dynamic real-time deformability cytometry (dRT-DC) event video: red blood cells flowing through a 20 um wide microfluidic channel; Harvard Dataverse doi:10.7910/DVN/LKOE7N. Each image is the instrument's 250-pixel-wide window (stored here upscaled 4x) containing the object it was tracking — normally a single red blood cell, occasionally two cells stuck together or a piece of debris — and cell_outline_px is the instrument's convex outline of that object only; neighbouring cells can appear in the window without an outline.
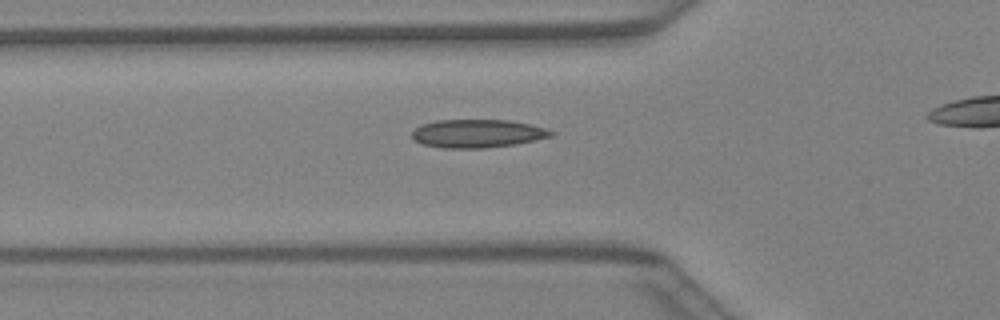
{"species": "Egyptian fruit bat (a non-hibernating species)", "species_latin": "Rousettus aegyptiacus", "temperature_condition": "warm", "stored_images_in_passage": 30, "camera_frame_rate_fps": 3000, "um_per_image_px": 0.085, "animal": {"sex": "female"}, "frame": {"image": 1, "passage_image": 10, "time_ms": 3.0, "image_size_px": [1000, 320], "cell_outline_px": [[556, 132], [552, 136], [536, 140], [516, 144], [480, 148], [444, 148], [424, 144], [416, 140], [412, 136], [412, 132], [416, 128], [424, 124], [436, 120], [508, 120], [532, 124]], "centroid_in_image_um": [40.63, 11.34], "position_along_channel_um": 85.2, "area_um2": 22.72}}
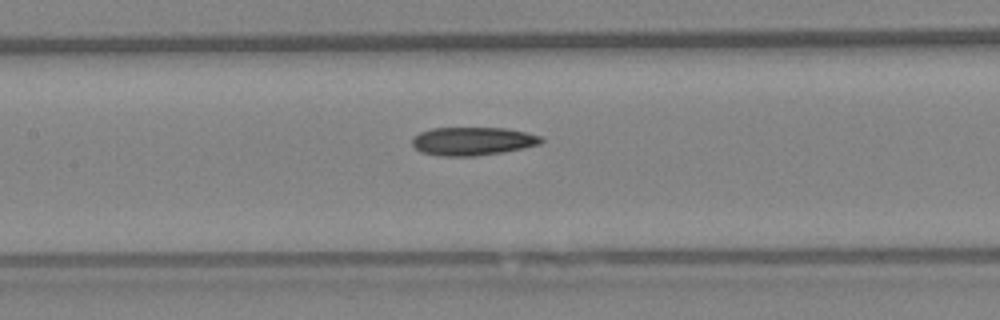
{"frame": {"image": 2, "passage_image": 15, "time_ms": 4.667, "image_size_px": [1000, 320], "cell_outline_px": [[544, 140], [540, 144], [524, 148], [504, 152], [476, 156], [440, 156], [420, 152], [412, 144], [412, 136], [420, 132], [432, 128], [508, 128], [540, 136]], "centroid_in_image_um": [40.16, 12.0], "position_along_channel_um": 167.2, "area_um2": 21.39}}
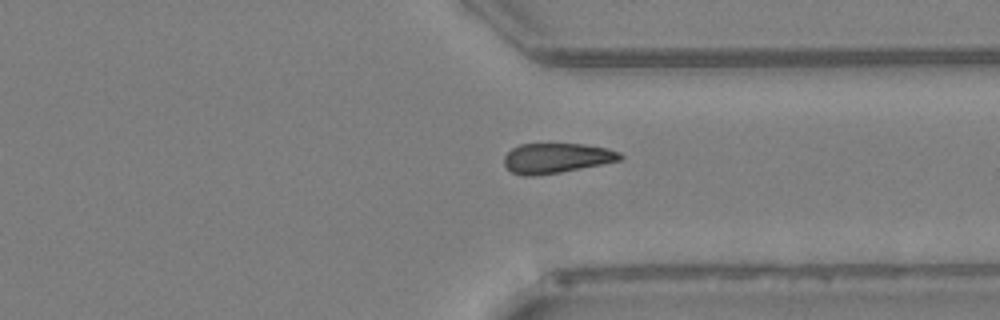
{"frame": {"image": 3, "passage_image": 27, "time_ms": 8.667, "image_size_px": [1000, 320], "cell_outline_px": [[624, 156], [620, 160], [560, 172], [532, 176], [524, 176], [512, 172], [504, 164], [504, 156], [512, 148], [520, 144], [584, 144], [608, 148], [620, 152]], "centroid_in_image_um": [47.29, 13.43], "position_along_channel_um": 364.1, "area_um2": 20.11}}